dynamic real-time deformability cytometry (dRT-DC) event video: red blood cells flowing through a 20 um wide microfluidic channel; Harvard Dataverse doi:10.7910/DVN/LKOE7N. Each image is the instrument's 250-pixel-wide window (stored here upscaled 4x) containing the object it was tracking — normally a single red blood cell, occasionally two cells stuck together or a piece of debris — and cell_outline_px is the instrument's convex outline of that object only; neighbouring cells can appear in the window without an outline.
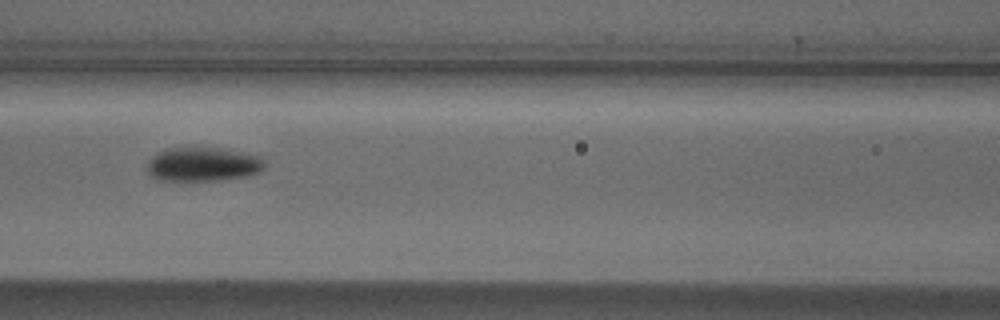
{"species": "Egyptian fruit bat (a non-hibernating species)", "species_latin": "Rousettus aegyptiacus", "temperature_condition": "cold", "stored_images_in_passage": 6, "camera_frame_rate_fps": 3000, "um_per_image_px": 0.085, "animal": {"sex": "male"}, "frame": {"image": 1, "passage_image": 6, "time_ms": 1.667, "image_size_px": [1000, 320], "cell_outline_px": [[264, 168], [260, 172], [244, 176], [216, 180], [156, 180], [148, 176], [148, 160], [152, 156], [168, 148], [216, 148], [244, 152], [260, 156], [264, 164]], "centroid_in_image_um": [17.22, 13.97], "position_along_channel_um": 149.4, "area_um2": 23.12}}